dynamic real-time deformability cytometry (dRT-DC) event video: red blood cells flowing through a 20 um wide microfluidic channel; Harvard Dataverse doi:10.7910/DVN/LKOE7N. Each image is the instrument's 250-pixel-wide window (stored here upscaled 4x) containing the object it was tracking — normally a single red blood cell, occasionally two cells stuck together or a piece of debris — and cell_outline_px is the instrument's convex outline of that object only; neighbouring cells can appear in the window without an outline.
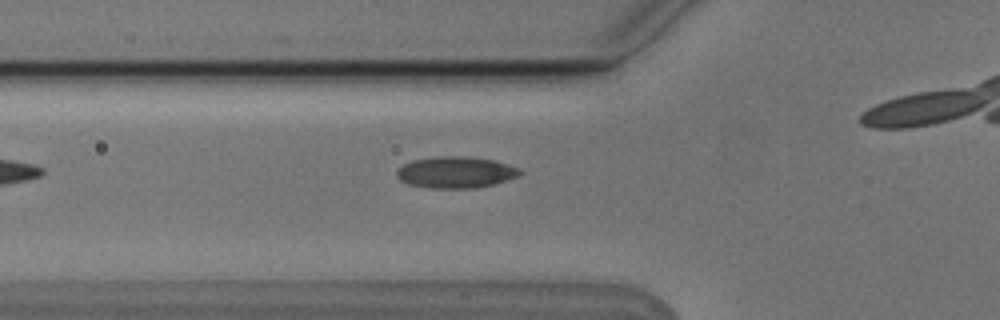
{"species": "Egyptian fruit bat (a non-hibernating species)", "species_latin": "Rousettus aegyptiacus", "temperature_condition": "cold", "stored_images_in_passage": 3, "camera_frame_rate_fps": 3000, "um_per_image_px": 0.085, "animal": {"sex": "male"}, "frame": {"image": 1, "passage_image": 2, "time_ms": 0.333, "image_size_px": [1000, 320], "cell_outline_px": [[524, 172], [520, 176], [492, 184], [476, 188], [428, 188], [408, 184], [400, 180], [396, 176], [396, 172], [404, 164], [412, 160], [440, 156], [468, 156], [492, 160], [520, 168]], "centroid_in_image_um": [38.74, 14.65], "position_along_channel_um": 87.1, "area_um2": 22.6}}